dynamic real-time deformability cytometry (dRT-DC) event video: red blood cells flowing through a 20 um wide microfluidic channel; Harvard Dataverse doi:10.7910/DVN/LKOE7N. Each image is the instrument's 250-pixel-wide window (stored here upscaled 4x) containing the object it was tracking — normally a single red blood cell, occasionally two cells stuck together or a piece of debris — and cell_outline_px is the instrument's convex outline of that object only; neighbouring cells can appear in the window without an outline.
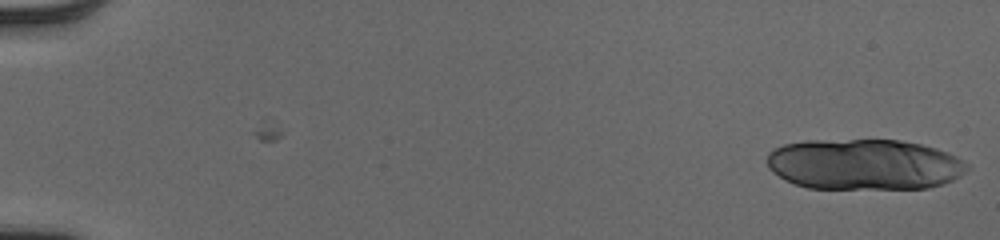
{"species": "human", "species_latin": "Homo sapiens", "temperature_condition": "cold", "stored_images_in_passage": 7, "camera_frame_rate_fps": 3000, "um_per_image_px": 0.085, "donor": {"sex": "male"}, "frame": {"image": 1, "passage_image": 7, "time_ms": 2.0, "image_size_px": [1000, 240], "cell_outline_px": [[968, 168], [960, 176], [944, 184], [928, 188], [808, 188], [784, 180], [772, 172], [768, 168], [768, 152], [784, 144], [804, 140], [900, 140], [920, 144], [936, 148], [948, 152], [964, 160], [968, 164]], "centroid_in_image_um": [73.46, 13.97], "position_along_channel_um": 11.5, "area_um2": 59.48}}